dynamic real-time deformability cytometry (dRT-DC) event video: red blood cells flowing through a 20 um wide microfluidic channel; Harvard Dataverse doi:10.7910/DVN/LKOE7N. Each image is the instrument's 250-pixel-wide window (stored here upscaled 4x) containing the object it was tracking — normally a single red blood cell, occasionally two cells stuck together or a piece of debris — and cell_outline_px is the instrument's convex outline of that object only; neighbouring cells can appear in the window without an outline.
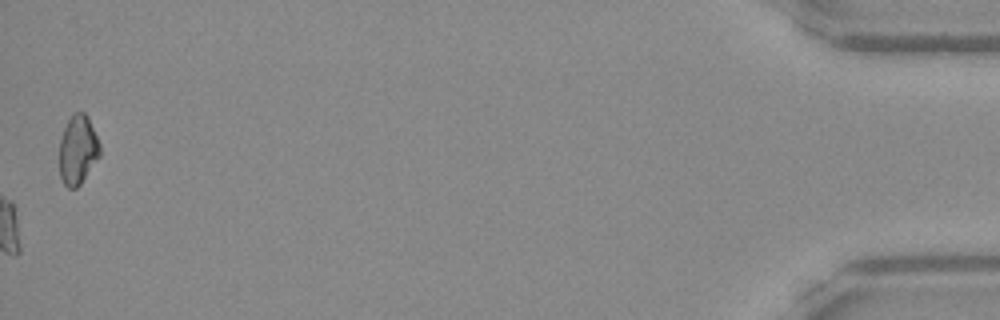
{"species": "Egyptian fruit bat (a non-hibernating species)", "species_latin": "Rousettus aegyptiacus", "temperature_condition": "warm", "stored_images_in_passage": 53, "camera_frame_rate_fps": 3000, "um_per_image_px": 0.085, "frame": {"image": 1, "passage_image": 53, "time_ms": 17.333, "image_size_px": [1000, 320], "cell_outline_px": [[100, 156], [80, 184], [76, 188], [68, 188], [64, 184], [60, 176], [60, 140], [64, 128], [72, 112], [84, 112], [88, 116], [100, 144]], "centroid_in_image_um": [6.62, 12.72], "position_along_channel_um": 428.6, "area_um2": 16.3}, "authors_computed_cell_mechanics": {"area_um2": 24.565, "velocity_mm_per_s": 3.8647, "shape_relaxation_time_tau1_ms": null, "shape_relaxation_time_tau2_ms": 2.3337, "deformation_change_tau1": null, "deformation_change_tau2": 0.1091}}